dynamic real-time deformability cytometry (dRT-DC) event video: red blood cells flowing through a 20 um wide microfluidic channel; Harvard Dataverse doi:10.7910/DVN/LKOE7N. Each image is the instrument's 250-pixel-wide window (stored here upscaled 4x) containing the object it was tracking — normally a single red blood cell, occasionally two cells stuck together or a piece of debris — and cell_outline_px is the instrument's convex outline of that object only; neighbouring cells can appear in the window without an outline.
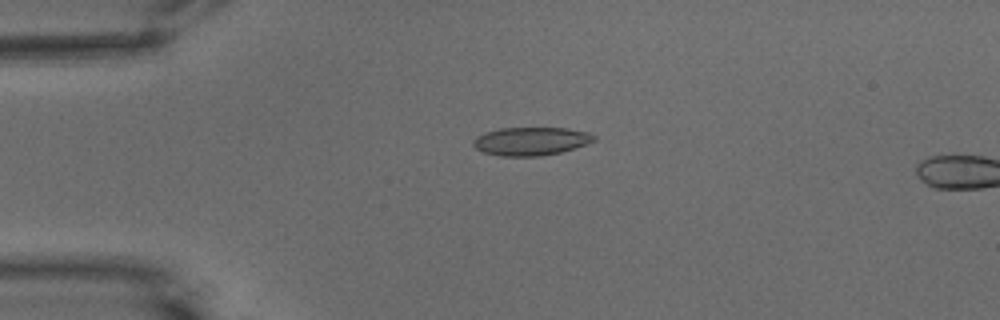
{"species": "common noctule bat (a hibernating species)", "species_latin": "Nyctalus noctula", "temperature_condition": "warm", "stored_images_in_passage": 16, "camera_frame_rate_fps": 3000, "um_per_image_px": 0.085, "animal": {"sex": "male", "body_mass_g": 15.6}, "frame": {"image": 1, "passage_image": 14, "time_ms": 4.333, "image_size_px": [1000, 320], "cell_outline_px": [[596, 140], [560, 152], [540, 156], [500, 156], [484, 152], [476, 148], [472, 144], [472, 140], [476, 136], [484, 132], [500, 128], [568, 128], [588, 132], [596, 136]], "centroid_in_image_um": [45.09, 11.99], "position_along_channel_um": 39.9, "area_um2": 19.83}}